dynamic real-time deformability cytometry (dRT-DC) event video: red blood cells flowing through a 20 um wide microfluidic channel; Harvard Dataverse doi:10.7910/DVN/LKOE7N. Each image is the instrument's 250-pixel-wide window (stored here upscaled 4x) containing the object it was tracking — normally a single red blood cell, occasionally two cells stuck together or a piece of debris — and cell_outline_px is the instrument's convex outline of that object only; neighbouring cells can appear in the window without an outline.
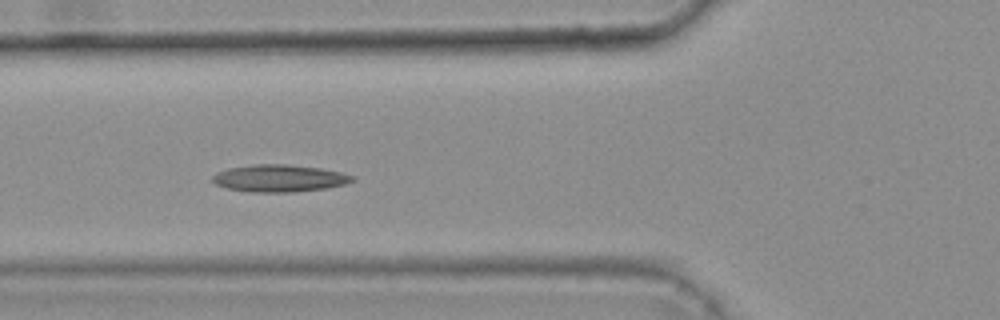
{"species": "common noctule bat (a hibernating species)", "species_latin": "Nyctalus noctula", "temperature_condition": "warm", "stored_images_in_passage": 44, "camera_frame_rate_fps": 3000, "um_per_image_px": 0.085, "animal": {"sex": "female", "body_mass_g": 25.1}, "frame": {"image": 1, "passage_image": 19, "time_ms": 6.0, "image_size_px": [1000, 320], "cell_outline_px": [[356, 180], [344, 184], [328, 188], [296, 192], [248, 192], [228, 188], [216, 184], [212, 180], [212, 176], [216, 172], [228, 168], [252, 164], [288, 164], [320, 168], [340, 172], [356, 176]], "centroid_in_image_um": [23.76, 15.15], "position_along_channel_um": 102.0, "area_um2": 22.37}, "authors_computed_cell_mechanics": {"area_um2": 20.8369, "velocity_mm_per_s": 3.7061, "shape_relaxation_time_tau1_ms": 7.2226, "shape_relaxation_time_tau2_ms": 4.3998, "deformation_change_tau1": 0.1665, "deformation_change_tau2": 0.0804}}